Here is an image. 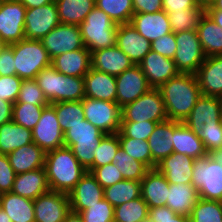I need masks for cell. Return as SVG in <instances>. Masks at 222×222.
Here are the masks:
<instances>
[{"mask_svg": "<svg viewBox=\"0 0 222 222\" xmlns=\"http://www.w3.org/2000/svg\"><path fill=\"white\" fill-rule=\"evenodd\" d=\"M104 135L84 119L64 132V146L72 150L78 162L87 170L94 162V150Z\"/></svg>", "mask_w": 222, "mask_h": 222, "instance_id": "5", "label": "cell"}, {"mask_svg": "<svg viewBox=\"0 0 222 222\" xmlns=\"http://www.w3.org/2000/svg\"><path fill=\"white\" fill-rule=\"evenodd\" d=\"M51 59L60 54L84 48L80 27L59 24L41 40Z\"/></svg>", "mask_w": 222, "mask_h": 222, "instance_id": "13", "label": "cell"}, {"mask_svg": "<svg viewBox=\"0 0 222 222\" xmlns=\"http://www.w3.org/2000/svg\"><path fill=\"white\" fill-rule=\"evenodd\" d=\"M16 102L37 106H47L50 104L35 79L22 81Z\"/></svg>", "mask_w": 222, "mask_h": 222, "instance_id": "49", "label": "cell"}, {"mask_svg": "<svg viewBox=\"0 0 222 222\" xmlns=\"http://www.w3.org/2000/svg\"><path fill=\"white\" fill-rule=\"evenodd\" d=\"M120 148L118 133L105 134L99 142V145L94 150V162L87 169V172H92L96 167H100L113 162V157Z\"/></svg>", "mask_w": 222, "mask_h": 222, "instance_id": "42", "label": "cell"}, {"mask_svg": "<svg viewBox=\"0 0 222 222\" xmlns=\"http://www.w3.org/2000/svg\"><path fill=\"white\" fill-rule=\"evenodd\" d=\"M139 66L151 88H159L180 73L173 59L162 56L153 50L148 52Z\"/></svg>", "mask_w": 222, "mask_h": 222, "instance_id": "17", "label": "cell"}, {"mask_svg": "<svg viewBox=\"0 0 222 222\" xmlns=\"http://www.w3.org/2000/svg\"><path fill=\"white\" fill-rule=\"evenodd\" d=\"M133 65L116 45L91 52V68L109 75L118 76Z\"/></svg>", "mask_w": 222, "mask_h": 222, "instance_id": "20", "label": "cell"}, {"mask_svg": "<svg viewBox=\"0 0 222 222\" xmlns=\"http://www.w3.org/2000/svg\"><path fill=\"white\" fill-rule=\"evenodd\" d=\"M183 123L197 135L200 129L222 125V98L202 95Z\"/></svg>", "mask_w": 222, "mask_h": 222, "instance_id": "12", "label": "cell"}, {"mask_svg": "<svg viewBox=\"0 0 222 222\" xmlns=\"http://www.w3.org/2000/svg\"><path fill=\"white\" fill-rule=\"evenodd\" d=\"M168 120L183 122L202 96L196 74L179 73L159 88Z\"/></svg>", "mask_w": 222, "mask_h": 222, "instance_id": "1", "label": "cell"}, {"mask_svg": "<svg viewBox=\"0 0 222 222\" xmlns=\"http://www.w3.org/2000/svg\"><path fill=\"white\" fill-rule=\"evenodd\" d=\"M50 104L56 111L58 122L63 132L85 119L82 100Z\"/></svg>", "mask_w": 222, "mask_h": 222, "instance_id": "40", "label": "cell"}, {"mask_svg": "<svg viewBox=\"0 0 222 222\" xmlns=\"http://www.w3.org/2000/svg\"><path fill=\"white\" fill-rule=\"evenodd\" d=\"M0 222H12L8 214L0 207Z\"/></svg>", "mask_w": 222, "mask_h": 222, "instance_id": "66", "label": "cell"}, {"mask_svg": "<svg viewBox=\"0 0 222 222\" xmlns=\"http://www.w3.org/2000/svg\"><path fill=\"white\" fill-rule=\"evenodd\" d=\"M22 81L17 75L0 76V100L14 104L18 98Z\"/></svg>", "mask_w": 222, "mask_h": 222, "instance_id": "52", "label": "cell"}, {"mask_svg": "<svg viewBox=\"0 0 222 222\" xmlns=\"http://www.w3.org/2000/svg\"><path fill=\"white\" fill-rule=\"evenodd\" d=\"M158 122L141 121V122H121L120 132L125 137L142 139L148 141L149 136L155 129Z\"/></svg>", "mask_w": 222, "mask_h": 222, "instance_id": "50", "label": "cell"}, {"mask_svg": "<svg viewBox=\"0 0 222 222\" xmlns=\"http://www.w3.org/2000/svg\"><path fill=\"white\" fill-rule=\"evenodd\" d=\"M32 136L33 142L45 153L64 146V132L51 104L44 107L38 123L32 129Z\"/></svg>", "mask_w": 222, "mask_h": 222, "instance_id": "10", "label": "cell"}, {"mask_svg": "<svg viewBox=\"0 0 222 222\" xmlns=\"http://www.w3.org/2000/svg\"><path fill=\"white\" fill-rule=\"evenodd\" d=\"M173 152L185 154L194 159L208 155L203 141L183 122L174 121Z\"/></svg>", "mask_w": 222, "mask_h": 222, "instance_id": "31", "label": "cell"}, {"mask_svg": "<svg viewBox=\"0 0 222 222\" xmlns=\"http://www.w3.org/2000/svg\"><path fill=\"white\" fill-rule=\"evenodd\" d=\"M197 33L206 57L222 55V28L216 25L206 13L199 22Z\"/></svg>", "mask_w": 222, "mask_h": 222, "instance_id": "34", "label": "cell"}, {"mask_svg": "<svg viewBox=\"0 0 222 222\" xmlns=\"http://www.w3.org/2000/svg\"><path fill=\"white\" fill-rule=\"evenodd\" d=\"M27 9L41 7L55 0H19Z\"/></svg>", "mask_w": 222, "mask_h": 222, "instance_id": "62", "label": "cell"}, {"mask_svg": "<svg viewBox=\"0 0 222 222\" xmlns=\"http://www.w3.org/2000/svg\"><path fill=\"white\" fill-rule=\"evenodd\" d=\"M121 122L167 121L162 95L158 88H151L141 97L121 108Z\"/></svg>", "mask_w": 222, "mask_h": 222, "instance_id": "7", "label": "cell"}, {"mask_svg": "<svg viewBox=\"0 0 222 222\" xmlns=\"http://www.w3.org/2000/svg\"><path fill=\"white\" fill-rule=\"evenodd\" d=\"M134 14L155 13L163 10V0H132Z\"/></svg>", "mask_w": 222, "mask_h": 222, "instance_id": "59", "label": "cell"}, {"mask_svg": "<svg viewBox=\"0 0 222 222\" xmlns=\"http://www.w3.org/2000/svg\"><path fill=\"white\" fill-rule=\"evenodd\" d=\"M60 78L61 74L55 70L52 65L44 68L35 77L38 86L42 89L45 98L49 103H51L58 96Z\"/></svg>", "mask_w": 222, "mask_h": 222, "instance_id": "47", "label": "cell"}, {"mask_svg": "<svg viewBox=\"0 0 222 222\" xmlns=\"http://www.w3.org/2000/svg\"><path fill=\"white\" fill-rule=\"evenodd\" d=\"M83 78L85 97L116 102V76L90 68Z\"/></svg>", "mask_w": 222, "mask_h": 222, "instance_id": "24", "label": "cell"}, {"mask_svg": "<svg viewBox=\"0 0 222 222\" xmlns=\"http://www.w3.org/2000/svg\"><path fill=\"white\" fill-rule=\"evenodd\" d=\"M45 106L15 102L12 107V120L23 127L32 130L38 123Z\"/></svg>", "mask_w": 222, "mask_h": 222, "instance_id": "46", "label": "cell"}, {"mask_svg": "<svg viewBox=\"0 0 222 222\" xmlns=\"http://www.w3.org/2000/svg\"><path fill=\"white\" fill-rule=\"evenodd\" d=\"M198 200V190L192 183L169 184L166 206L176 214L189 217Z\"/></svg>", "mask_w": 222, "mask_h": 222, "instance_id": "30", "label": "cell"}, {"mask_svg": "<svg viewBox=\"0 0 222 222\" xmlns=\"http://www.w3.org/2000/svg\"><path fill=\"white\" fill-rule=\"evenodd\" d=\"M82 105L85 119L104 134H114L120 131L121 107L116 102L85 97Z\"/></svg>", "mask_w": 222, "mask_h": 222, "instance_id": "9", "label": "cell"}, {"mask_svg": "<svg viewBox=\"0 0 222 222\" xmlns=\"http://www.w3.org/2000/svg\"><path fill=\"white\" fill-rule=\"evenodd\" d=\"M169 184L156 168L146 172L141 180V197L149 208L166 206Z\"/></svg>", "mask_w": 222, "mask_h": 222, "instance_id": "25", "label": "cell"}, {"mask_svg": "<svg viewBox=\"0 0 222 222\" xmlns=\"http://www.w3.org/2000/svg\"><path fill=\"white\" fill-rule=\"evenodd\" d=\"M201 3H204V4H206V3H208L210 0H199Z\"/></svg>", "mask_w": 222, "mask_h": 222, "instance_id": "68", "label": "cell"}, {"mask_svg": "<svg viewBox=\"0 0 222 222\" xmlns=\"http://www.w3.org/2000/svg\"><path fill=\"white\" fill-rule=\"evenodd\" d=\"M116 87V103L121 108L132 103L151 89L139 65H133L116 76Z\"/></svg>", "mask_w": 222, "mask_h": 222, "instance_id": "16", "label": "cell"}, {"mask_svg": "<svg viewBox=\"0 0 222 222\" xmlns=\"http://www.w3.org/2000/svg\"><path fill=\"white\" fill-rule=\"evenodd\" d=\"M198 137L203 141L208 154L222 149V125H217V128L200 129Z\"/></svg>", "mask_w": 222, "mask_h": 222, "instance_id": "54", "label": "cell"}, {"mask_svg": "<svg viewBox=\"0 0 222 222\" xmlns=\"http://www.w3.org/2000/svg\"><path fill=\"white\" fill-rule=\"evenodd\" d=\"M130 24L150 42L172 32L168 15L163 10L133 14Z\"/></svg>", "mask_w": 222, "mask_h": 222, "instance_id": "22", "label": "cell"}, {"mask_svg": "<svg viewBox=\"0 0 222 222\" xmlns=\"http://www.w3.org/2000/svg\"><path fill=\"white\" fill-rule=\"evenodd\" d=\"M16 174L43 168L46 153L34 142L15 149L7 155Z\"/></svg>", "mask_w": 222, "mask_h": 222, "instance_id": "29", "label": "cell"}, {"mask_svg": "<svg viewBox=\"0 0 222 222\" xmlns=\"http://www.w3.org/2000/svg\"><path fill=\"white\" fill-rule=\"evenodd\" d=\"M84 98V78L61 74L58 96L51 103L80 101Z\"/></svg>", "mask_w": 222, "mask_h": 222, "instance_id": "43", "label": "cell"}, {"mask_svg": "<svg viewBox=\"0 0 222 222\" xmlns=\"http://www.w3.org/2000/svg\"><path fill=\"white\" fill-rule=\"evenodd\" d=\"M91 174L103 188H107L124 180L121 172L116 168V165L113 162L96 167Z\"/></svg>", "mask_w": 222, "mask_h": 222, "instance_id": "51", "label": "cell"}, {"mask_svg": "<svg viewBox=\"0 0 222 222\" xmlns=\"http://www.w3.org/2000/svg\"><path fill=\"white\" fill-rule=\"evenodd\" d=\"M52 66L60 74L84 77L91 68V52L84 47L60 54L52 59Z\"/></svg>", "mask_w": 222, "mask_h": 222, "instance_id": "27", "label": "cell"}, {"mask_svg": "<svg viewBox=\"0 0 222 222\" xmlns=\"http://www.w3.org/2000/svg\"><path fill=\"white\" fill-rule=\"evenodd\" d=\"M216 162L222 165V149L215 150L209 154Z\"/></svg>", "mask_w": 222, "mask_h": 222, "instance_id": "64", "label": "cell"}, {"mask_svg": "<svg viewBox=\"0 0 222 222\" xmlns=\"http://www.w3.org/2000/svg\"><path fill=\"white\" fill-rule=\"evenodd\" d=\"M148 222H191L185 215L176 214L167 206L149 208Z\"/></svg>", "mask_w": 222, "mask_h": 222, "instance_id": "53", "label": "cell"}, {"mask_svg": "<svg viewBox=\"0 0 222 222\" xmlns=\"http://www.w3.org/2000/svg\"><path fill=\"white\" fill-rule=\"evenodd\" d=\"M84 46L90 51L116 45L118 25L96 6L79 25Z\"/></svg>", "mask_w": 222, "mask_h": 222, "instance_id": "3", "label": "cell"}, {"mask_svg": "<svg viewBox=\"0 0 222 222\" xmlns=\"http://www.w3.org/2000/svg\"><path fill=\"white\" fill-rule=\"evenodd\" d=\"M79 214L83 222H114V207L105 198Z\"/></svg>", "mask_w": 222, "mask_h": 222, "instance_id": "48", "label": "cell"}, {"mask_svg": "<svg viewBox=\"0 0 222 222\" xmlns=\"http://www.w3.org/2000/svg\"><path fill=\"white\" fill-rule=\"evenodd\" d=\"M13 49L7 45L0 53V76L16 75Z\"/></svg>", "mask_w": 222, "mask_h": 222, "instance_id": "57", "label": "cell"}, {"mask_svg": "<svg viewBox=\"0 0 222 222\" xmlns=\"http://www.w3.org/2000/svg\"><path fill=\"white\" fill-rule=\"evenodd\" d=\"M200 4L199 0H163V11L165 13L185 11L188 8H197Z\"/></svg>", "mask_w": 222, "mask_h": 222, "instance_id": "58", "label": "cell"}, {"mask_svg": "<svg viewBox=\"0 0 222 222\" xmlns=\"http://www.w3.org/2000/svg\"><path fill=\"white\" fill-rule=\"evenodd\" d=\"M177 48L173 61L180 73L196 74L205 60L199 36L195 30L174 33Z\"/></svg>", "mask_w": 222, "mask_h": 222, "instance_id": "8", "label": "cell"}, {"mask_svg": "<svg viewBox=\"0 0 222 222\" xmlns=\"http://www.w3.org/2000/svg\"><path fill=\"white\" fill-rule=\"evenodd\" d=\"M0 207L12 222H35L33 200L12 192L0 194Z\"/></svg>", "mask_w": 222, "mask_h": 222, "instance_id": "32", "label": "cell"}, {"mask_svg": "<svg viewBox=\"0 0 222 222\" xmlns=\"http://www.w3.org/2000/svg\"><path fill=\"white\" fill-rule=\"evenodd\" d=\"M13 49L16 75L22 80L35 79L44 68L52 65L40 40L24 39L10 45Z\"/></svg>", "mask_w": 222, "mask_h": 222, "instance_id": "4", "label": "cell"}, {"mask_svg": "<svg viewBox=\"0 0 222 222\" xmlns=\"http://www.w3.org/2000/svg\"><path fill=\"white\" fill-rule=\"evenodd\" d=\"M174 121L167 120L158 123L149 136L148 143L152 156V169L165 157L173 153Z\"/></svg>", "mask_w": 222, "mask_h": 222, "instance_id": "28", "label": "cell"}, {"mask_svg": "<svg viewBox=\"0 0 222 222\" xmlns=\"http://www.w3.org/2000/svg\"><path fill=\"white\" fill-rule=\"evenodd\" d=\"M120 147L133 159L143 163L148 169H152V156L149 143L146 140L125 137L118 132Z\"/></svg>", "mask_w": 222, "mask_h": 222, "instance_id": "44", "label": "cell"}, {"mask_svg": "<svg viewBox=\"0 0 222 222\" xmlns=\"http://www.w3.org/2000/svg\"><path fill=\"white\" fill-rule=\"evenodd\" d=\"M68 196L71 211L80 213L104 198V188L90 172H86Z\"/></svg>", "mask_w": 222, "mask_h": 222, "instance_id": "18", "label": "cell"}, {"mask_svg": "<svg viewBox=\"0 0 222 222\" xmlns=\"http://www.w3.org/2000/svg\"><path fill=\"white\" fill-rule=\"evenodd\" d=\"M32 142V130L16 124L13 120L0 126V154L8 155Z\"/></svg>", "mask_w": 222, "mask_h": 222, "instance_id": "33", "label": "cell"}, {"mask_svg": "<svg viewBox=\"0 0 222 222\" xmlns=\"http://www.w3.org/2000/svg\"><path fill=\"white\" fill-rule=\"evenodd\" d=\"M50 191L45 168L16 174L12 193L35 200Z\"/></svg>", "mask_w": 222, "mask_h": 222, "instance_id": "26", "label": "cell"}, {"mask_svg": "<svg viewBox=\"0 0 222 222\" xmlns=\"http://www.w3.org/2000/svg\"><path fill=\"white\" fill-rule=\"evenodd\" d=\"M194 158L177 152L171 153L156 165L170 184L192 183Z\"/></svg>", "mask_w": 222, "mask_h": 222, "instance_id": "21", "label": "cell"}, {"mask_svg": "<svg viewBox=\"0 0 222 222\" xmlns=\"http://www.w3.org/2000/svg\"><path fill=\"white\" fill-rule=\"evenodd\" d=\"M215 10L222 11V0H210L208 2Z\"/></svg>", "mask_w": 222, "mask_h": 222, "instance_id": "65", "label": "cell"}, {"mask_svg": "<svg viewBox=\"0 0 222 222\" xmlns=\"http://www.w3.org/2000/svg\"><path fill=\"white\" fill-rule=\"evenodd\" d=\"M63 222H83V219L79 213L70 211Z\"/></svg>", "mask_w": 222, "mask_h": 222, "instance_id": "63", "label": "cell"}, {"mask_svg": "<svg viewBox=\"0 0 222 222\" xmlns=\"http://www.w3.org/2000/svg\"><path fill=\"white\" fill-rule=\"evenodd\" d=\"M196 76L203 96L222 98V55L205 57Z\"/></svg>", "mask_w": 222, "mask_h": 222, "instance_id": "23", "label": "cell"}, {"mask_svg": "<svg viewBox=\"0 0 222 222\" xmlns=\"http://www.w3.org/2000/svg\"><path fill=\"white\" fill-rule=\"evenodd\" d=\"M141 197V181L122 180L104 188V198L113 207Z\"/></svg>", "mask_w": 222, "mask_h": 222, "instance_id": "36", "label": "cell"}, {"mask_svg": "<svg viewBox=\"0 0 222 222\" xmlns=\"http://www.w3.org/2000/svg\"><path fill=\"white\" fill-rule=\"evenodd\" d=\"M13 103L0 100V126L12 121Z\"/></svg>", "mask_w": 222, "mask_h": 222, "instance_id": "60", "label": "cell"}, {"mask_svg": "<svg viewBox=\"0 0 222 222\" xmlns=\"http://www.w3.org/2000/svg\"><path fill=\"white\" fill-rule=\"evenodd\" d=\"M149 207L142 197L114 207V222H148Z\"/></svg>", "mask_w": 222, "mask_h": 222, "instance_id": "38", "label": "cell"}, {"mask_svg": "<svg viewBox=\"0 0 222 222\" xmlns=\"http://www.w3.org/2000/svg\"><path fill=\"white\" fill-rule=\"evenodd\" d=\"M116 46L130 58L134 65H139L151 50V42L140 35L130 23L118 25Z\"/></svg>", "mask_w": 222, "mask_h": 222, "instance_id": "19", "label": "cell"}, {"mask_svg": "<svg viewBox=\"0 0 222 222\" xmlns=\"http://www.w3.org/2000/svg\"><path fill=\"white\" fill-rule=\"evenodd\" d=\"M189 218L191 222H222V202L199 198Z\"/></svg>", "mask_w": 222, "mask_h": 222, "instance_id": "45", "label": "cell"}, {"mask_svg": "<svg viewBox=\"0 0 222 222\" xmlns=\"http://www.w3.org/2000/svg\"><path fill=\"white\" fill-rule=\"evenodd\" d=\"M173 33L187 30L197 31L199 22L205 14V4L201 3L197 8H188L185 11L166 13Z\"/></svg>", "mask_w": 222, "mask_h": 222, "instance_id": "37", "label": "cell"}, {"mask_svg": "<svg viewBox=\"0 0 222 222\" xmlns=\"http://www.w3.org/2000/svg\"><path fill=\"white\" fill-rule=\"evenodd\" d=\"M205 13L210 19L218 26L222 28V11L215 10L209 3L205 4Z\"/></svg>", "mask_w": 222, "mask_h": 222, "instance_id": "61", "label": "cell"}, {"mask_svg": "<svg viewBox=\"0 0 222 222\" xmlns=\"http://www.w3.org/2000/svg\"><path fill=\"white\" fill-rule=\"evenodd\" d=\"M50 191L69 194L87 170L68 147L46 153L45 165Z\"/></svg>", "mask_w": 222, "mask_h": 222, "instance_id": "2", "label": "cell"}, {"mask_svg": "<svg viewBox=\"0 0 222 222\" xmlns=\"http://www.w3.org/2000/svg\"><path fill=\"white\" fill-rule=\"evenodd\" d=\"M95 6L117 25L130 23L134 14L132 0H95Z\"/></svg>", "mask_w": 222, "mask_h": 222, "instance_id": "39", "label": "cell"}, {"mask_svg": "<svg viewBox=\"0 0 222 222\" xmlns=\"http://www.w3.org/2000/svg\"><path fill=\"white\" fill-rule=\"evenodd\" d=\"M7 46V44L0 38V53Z\"/></svg>", "mask_w": 222, "mask_h": 222, "instance_id": "67", "label": "cell"}, {"mask_svg": "<svg viewBox=\"0 0 222 222\" xmlns=\"http://www.w3.org/2000/svg\"><path fill=\"white\" fill-rule=\"evenodd\" d=\"M113 163L125 180L141 181L149 170L143 163L133 159L121 147L113 157Z\"/></svg>", "mask_w": 222, "mask_h": 222, "instance_id": "41", "label": "cell"}, {"mask_svg": "<svg viewBox=\"0 0 222 222\" xmlns=\"http://www.w3.org/2000/svg\"><path fill=\"white\" fill-rule=\"evenodd\" d=\"M61 24L79 26L95 7V0H55Z\"/></svg>", "mask_w": 222, "mask_h": 222, "instance_id": "35", "label": "cell"}, {"mask_svg": "<svg viewBox=\"0 0 222 222\" xmlns=\"http://www.w3.org/2000/svg\"><path fill=\"white\" fill-rule=\"evenodd\" d=\"M16 173L7 155L0 154V194L12 191Z\"/></svg>", "mask_w": 222, "mask_h": 222, "instance_id": "55", "label": "cell"}, {"mask_svg": "<svg viewBox=\"0 0 222 222\" xmlns=\"http://www.w3.org/2000/svg\"><path fill=\"white\" fill-rule=\"evenodd\" d=\"M60 24L55 1L47 5L30 8L25 15V38L41 40Z\"/></svg>", "mask_w": 222, "mask_h": 222, "instance_id": "14", "label": "cell"}, {"mask_svg": "<svg viewBox=\"0 0 222 222\" xmlns=\"http://www.w3.org/2000/svg\"><path fill=\"white\" fill-rule=\"evenodd\" d=\"M176 48L177 43L173 32L151 42V50L171 59L174 58Z\"/></svg>", "mask_w": 222, "mask_h": 222, "instance_id": "56", "label": "cell"}, {"mask_svg": "<svg viewBox=\"0 0 222 222\" xmlns=\"http://www.w3.org/2000/svg\"><path fill=\"white\" fill-rule=\"evenodd\" d=\"M192 184L199 198L222 202V165L209 154L194 160Z\"/></svg>", "mask_w": 222, "mask_h": 222, "instance_id": "6", "label": "cell"}, {"mask_svg": "<svg viewBox=\"0 0 222 222\" xmlns=\"http://www.w3.org/2000/svg\"><path fill=\"white\" fill-rule=\"evenodd\" d=\"M35 222H63L71 211L69 196L49 191L33 200Z\"/></svg>", "mask_w": 222, "mask_h": 222, "instance_id": "15", "label": "cell"}, {"mask_svg": "<svg viewBox=\"0 0 222 222\" xmlns=\"http://www.w3.org/2000/svg\"><path fill=\"white\" fill-rule=\"evenodd\" d=\"M27 8L19 0L3 1L0 6V38L11 45L25 39Z\"/></svg>", "mask_w": 222, "mask_h": 222, "instance_id": "11", "label": "cell"}]
</instances>
